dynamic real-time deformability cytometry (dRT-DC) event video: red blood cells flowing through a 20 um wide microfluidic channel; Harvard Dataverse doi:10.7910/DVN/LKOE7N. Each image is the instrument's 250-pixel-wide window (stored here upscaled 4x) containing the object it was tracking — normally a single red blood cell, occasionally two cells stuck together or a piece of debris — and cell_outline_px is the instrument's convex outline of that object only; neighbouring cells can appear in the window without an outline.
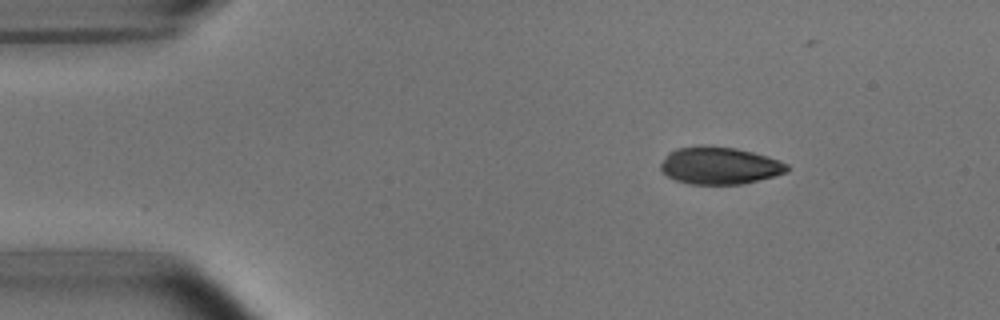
{"species": "common noctule bat (a hibernating species)", "species_latin": "Nyctalus noctula", "temperature_condition": "room temperature", "stored_images_in_passage": 39, "camera_frame_rate_fps": 3000, "um_per_image_px": 0.085, "animal": {"sex": "male", "body_mass_g": 15.6}, "frame": {"image": 1, "passage_image": 6, "time_ms": 1.667, "image_size_px": [1000, 320], "cell_outline_px": [[788, 172], [744, 184], [688, 184], [676, 180], [660, 172], [660, 164], [668, 152], [676, 148], [700, 144], [736, 148], [768, 156], [788, 164]], "centroid_in_image_um": [61.12, 14.06], "position_along_channel_um": 23.9, "area_um2": 27.8}}
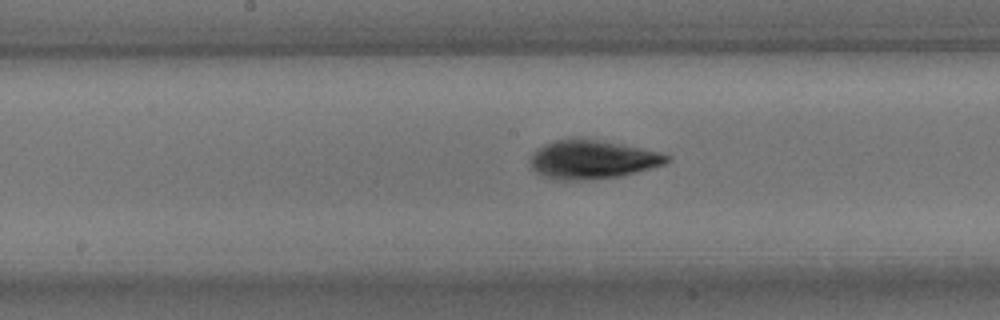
{"frame": {"image": 2, "passage_image": 25, "time_ms": 8.0, "image_size_px": [1000, 320], "cell_outline_px": [[672, 160], [664, 164], [652, 168], [624, 176], [584, 180], [552, 180], [540, 176], [532, 168], [532, 152], [536, 148], [552, 140], [568, 136], [580, 136], [644, 148], [660, 152], [672, 156]], "centroid_in_image_um": [50.35, 13.53], "position_along_channel_um": 197.9, "area_um2": 31.91}}
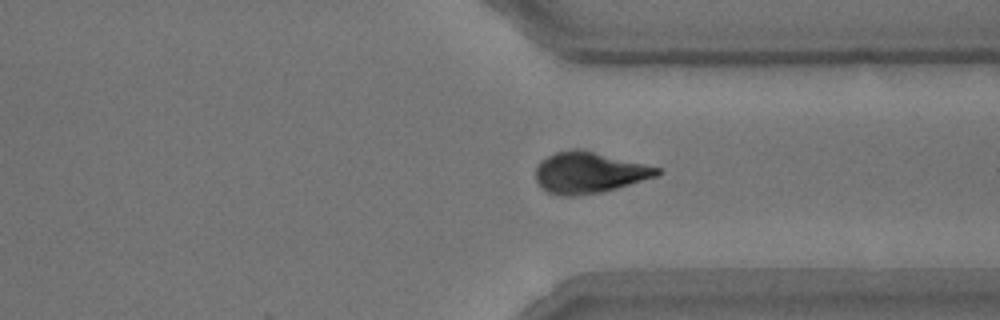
{"frame": {"image": 3, "passage_image": 38, "time_ms": 12.333, "image_size_px": [1000, 320], "cell_outline_px": [[664, 172], [656, 176], [616, 188], [600, 192], [576, 196], [564, 196], [548, 192], [536, 180], [536, 164], [540, 160], [556, 152], [572, 148], [580, 148], [664, 168]], "centroid_in_image_um": [50.1, 14.64], "position_along_channel_um": 361.3, "area_um2": 29.3}}